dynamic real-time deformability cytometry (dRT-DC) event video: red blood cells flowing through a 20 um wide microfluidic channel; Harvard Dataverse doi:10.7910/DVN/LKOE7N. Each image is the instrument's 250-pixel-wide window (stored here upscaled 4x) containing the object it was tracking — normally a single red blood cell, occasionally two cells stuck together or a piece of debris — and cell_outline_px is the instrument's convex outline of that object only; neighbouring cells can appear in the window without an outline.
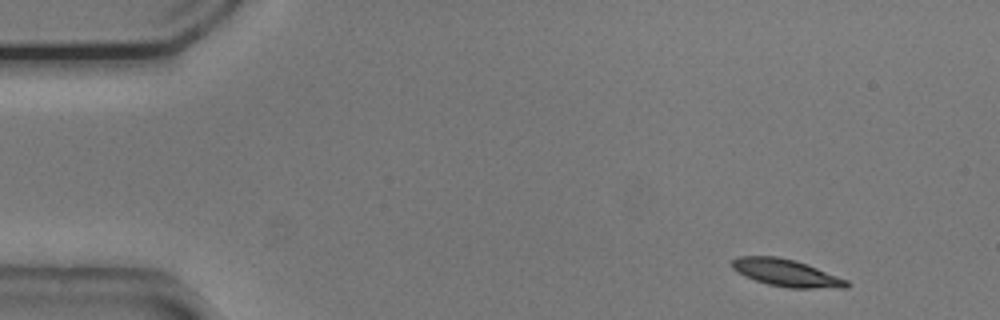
{"species": "common noctule bat (a hibernating species)", "species_latin": "Nyctalus noctula", "temperature_condition": "cold", "stored_images_in_passage": 4, "camera_frame_rate_fps": 3000, "um_per_image_px": 0.085, "animal": {"sex": "male", "body_mass_g": 20.5, "forearm_length_mm": 52.5}, "frame": {"image": 1, "passage_image": 1, "time_ms": 0.0, "image_size_px": [1000, 320], "cell_outline_px": [[848, 288], [788, 288], [768, 284], [744, 276], [736, 272], [732, 268], [732, 260], [736, 256], [776, 256], [796, 260], [808, 264], [848, 280]], "centroid_in_image_um": [66.82, 23.19], "position_along_channel_um": 18.2, "area_um2": 18.32}}